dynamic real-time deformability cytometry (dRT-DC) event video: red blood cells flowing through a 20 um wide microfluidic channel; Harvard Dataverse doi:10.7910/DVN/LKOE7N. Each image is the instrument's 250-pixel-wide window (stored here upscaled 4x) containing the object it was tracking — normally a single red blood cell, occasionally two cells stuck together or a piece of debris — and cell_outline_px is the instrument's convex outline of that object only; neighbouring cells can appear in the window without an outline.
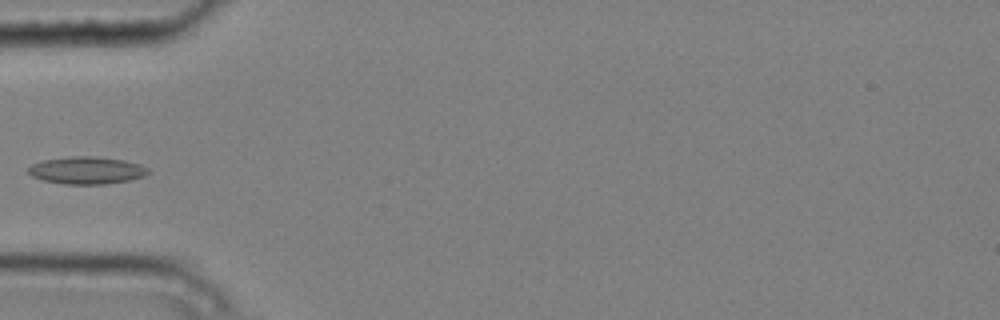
{"species": "common noctule bat (a hibernating species)", "species_latin": "Nyctalus noctula", "temperature_condition": "cold", "stored_images_in_passage": 4, "camera_frame_rate_fps": 3000, "um_per_image_px": 0.085, "animal": {"sex": "male", "body_mass_g": 20.4}, "frame": {"image": 1, "passage_image": 4, "time_ms": 1.0, "image_size_px": [1000, 320], "cell_outline_px": [[152, 172], [144, 176], [128, 180], [104, 184], [64, 184], [44, 180], [32, 176], [28, 172], [28, 168], [32, 164], [44, 160], [68, 156], [96, 156], [124, 160], [140, 164], [148, 168]], "centroid_in_image_um": [7.39, 14.47], "position_along_channel_um": 77.6, "area_um2": 19.13}}